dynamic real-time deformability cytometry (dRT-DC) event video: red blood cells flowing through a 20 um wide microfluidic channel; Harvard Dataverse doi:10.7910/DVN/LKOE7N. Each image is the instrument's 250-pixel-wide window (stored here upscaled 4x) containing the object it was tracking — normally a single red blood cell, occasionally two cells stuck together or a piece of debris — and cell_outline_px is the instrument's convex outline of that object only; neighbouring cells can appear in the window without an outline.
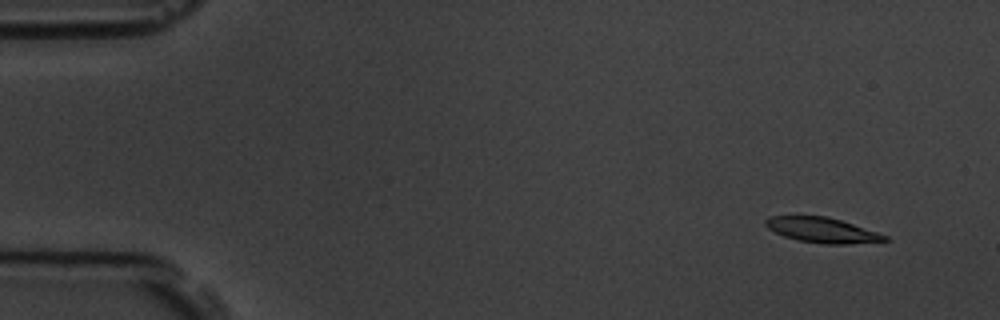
{"species": "common noctule bat (a hibernating species)", "species_latin": "Nyctalus noctula", "temperature_condition": "room temperature", "stored_images_in_passage": 9, "camera_frame_rate_fps": 3000, "um_per_image_px": 0.085, "animal": {"sex": "male", "body_mass_g": 19.5, "forearm_length_mm": 54.6}, "frame": {"image": 1, "passage_image": 2, "time_ms": 1.0, "image_size_px": [1000, 320], "cell_outline_px": [[892, 240], [848, 244], [824, 244], [800, 240], [784, 236], [768, 228], [764, 224], [764, 220], [772, 216], [828, 216], [888, 236]], "centroid_in_image_um": [69.89, 19.56], "position_along_channel_um": 15.1, "area_um2": 17.22}}
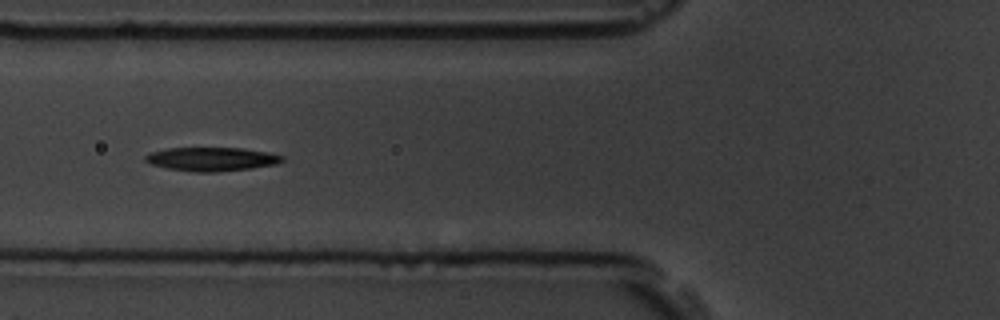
{"frame": {"image": 2, "passage_image": 7, "time_ms": 6.667, "image_size_px": [1000, 320], "cell_outline_px": [[284, 160], [276, 164], [252, 168], [216, 172], [196, 172], [168, 168], [152, 164], [144, 160], [144, 156], [148, 152], [168, 148], [240, 148], [268, 152], [284, 156]], "centroid_in_image_um": [17.98, 13.52], "position_along_channel_um": 107.8, "area_um2": 18.9}}
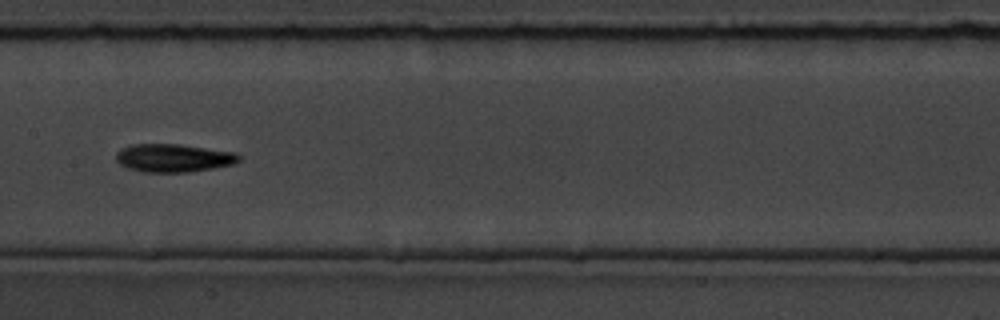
{"frame": {"image": 3, "passage_image": 9, "time_ms": 9.0, "image_size_px": [1000, 320], "cell_outline_px": [[240, 160], [232, 164], [212, 168], [188, 172], [144, 172], [128, 168], [120, 164], [116, 160], [116, 152], [120, 148], [132, 144], [180, 144], [236, 152], [240, 156]], "centroid_in_image_um": [14.72, 13.42], "position_along_channel_um": 192.7, "area_um2": 20.17}}